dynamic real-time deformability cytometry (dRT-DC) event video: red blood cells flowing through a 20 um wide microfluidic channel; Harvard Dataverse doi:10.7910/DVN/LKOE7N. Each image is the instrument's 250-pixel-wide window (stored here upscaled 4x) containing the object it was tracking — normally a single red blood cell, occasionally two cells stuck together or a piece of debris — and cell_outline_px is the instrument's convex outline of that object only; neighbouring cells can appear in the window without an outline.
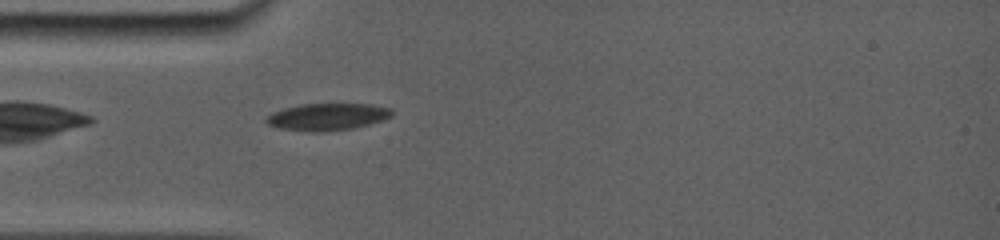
{"species": "common noctule bat (a hibernating species)", "species_latin": "Nyctalus noctula", "temperature_condition": "room temperature", "stored_images_in_passage": 22, "camera_frame_rate_fps": 5000, "um_per_image_px": 0.085, "animal": {"sex": "female", "body_mass_g": 19.0, "forearm_length_mm": 56.7}, "frame": {"image": 1, "passage_image": 2, "time_ms": 0.4, "image_size_px": [1000, 240], "cell_outline_px": [[392, 116], [368, 124], [348, 128], [284, 128], [268, 124], [264, 120], [272, 112], [284, 108], [300, 104], [372, 104], [392, 108]], "centroid_in_image_um": [27.88, 9.84], "position_along_channel_um": 57.1, "area_um2": 18.38}}
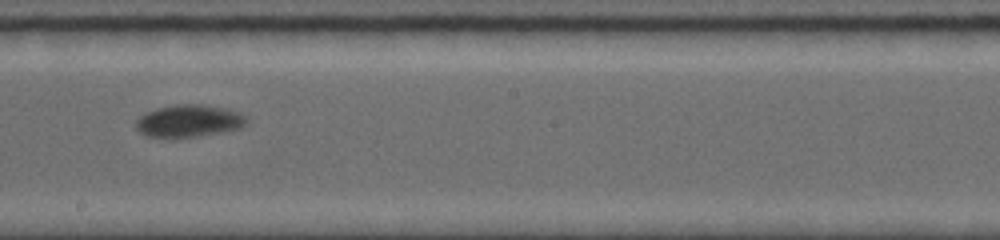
{"frame": {"image": 2, "passage_image": 11, "time_ms": 5.2, "image_size_px": [1000, 240], "cell_outline_px": [[248, 120], [240, 128], [224, 132], [196, 136], [148, 136], [140, 132], [136, 128], [136, 120], [144, 112], [156, 108], [176, 104], [200, 104], [224, 108], [240, 112], [248, 116]], "centroid_in_image_um": [16.08, 10.25], "position_along_channel_um": 232.1, "area_um2": 20.69}}
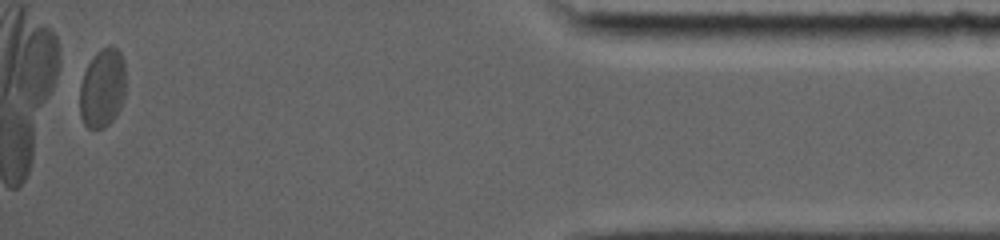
{"frame": {"image": 3, "passage_image": 22, "time_ms": 12.0, "image_size_px": [1000, 240], "cell_outline_px": [[124, 96], [120, 108], [112, 120], [104, 128], [88, 128], [84, 124], [80, 116], [80, 84], [84, 72], [92, 56], [100, 48], [116, 48], [120, 52], [124, 60]], "centroid_in_image_um": [8.69, 7.5], "position_along_channel_um": 426.5, "area_um2": 21.04}, "authors_computed_cell_mechanics": {"area_um2": 20.4612, "velocity_mm_per_s": 3.6849, "shape_relaxation_time_tau1_ms": 8.1283, "shape_relaxation_time_tau2_ms": null, "deformation_change_tau1": 0.1592, "deformation_change_tau2": null}}